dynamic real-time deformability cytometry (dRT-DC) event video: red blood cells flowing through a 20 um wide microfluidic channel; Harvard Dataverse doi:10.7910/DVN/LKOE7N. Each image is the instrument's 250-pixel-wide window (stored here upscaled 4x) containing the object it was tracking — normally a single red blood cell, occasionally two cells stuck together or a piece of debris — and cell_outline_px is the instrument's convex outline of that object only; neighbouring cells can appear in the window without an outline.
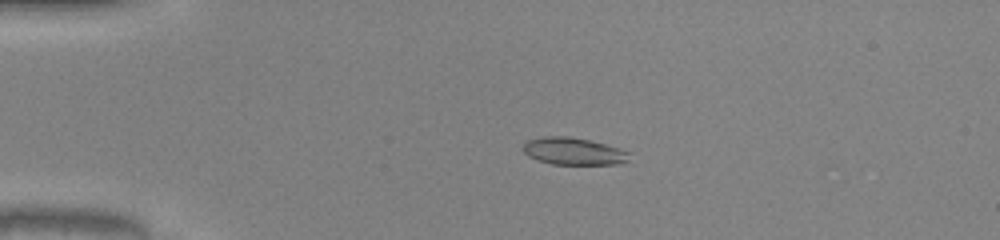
{"species": "common noctule bat (a hibernating species)", "species_latin": "Nyctalus noctula", "temperature_condition": "warm", "stored_images_in_passage": 43, "camera_frame_rate_fps": 3000, "um_per_image_px": 0.085, "animal": {"sex": "male", "body_mass_g": 20.0, "forearm_length_mm": 53.3}, "frame": {"image": 1, "passage_image": 6, "time_ms": 1.667, "image_size_px": [1000, 240], "cell_outline_px": [[632, 152], [628, 160], [620, 164], [552, 164], [528, 156], [520, 148], [524, 140], [544, 136], [568, 136], [588, 140], [604, 144]], "centroid_in_image_um": [48.71, 12.85], "position_along_channel_um": 36.3, "area_um2": 16.99}}
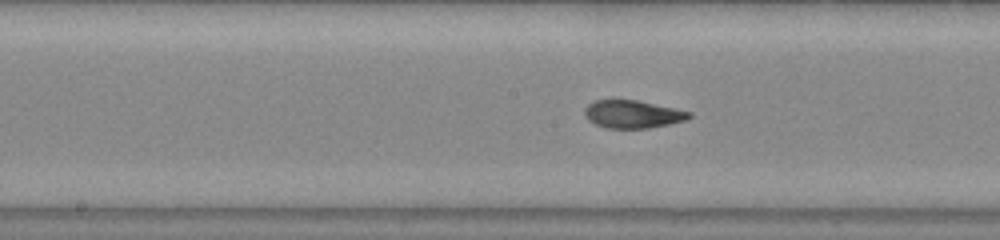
{"frame": {"image": 2, "passage_image": 21, "time_ms": 6.667, "image_size_px": [1000, 240], "cell_outline_px": [[692, 116], [684, 120], [668, 124], [648, 128], [608, 128], [596, 124], [588, 120], [584, 116], [584, 108], [588, 104], [596, 100], [636, 100], [692, 112]], "centroid_in_image_um": [53.74, 9.7], "position_along_channel_um": 194.5, "area_um2": 16.76}}
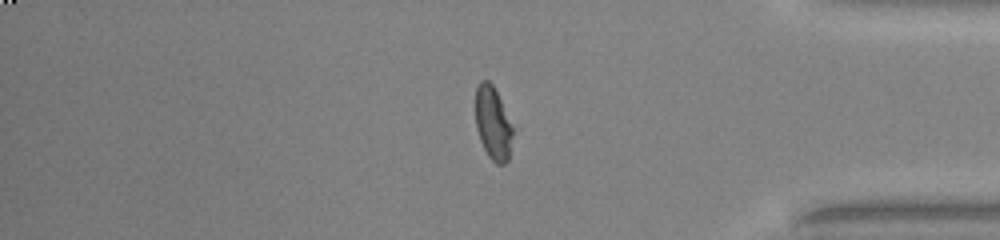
{"frame": {"image": 3, "passage_image": 37, "time_ms": 12.0, "image_size_px": [1000, 240], "cell_outline_px": [[520, 128], [508, 160], [504, 164], [496, 164], [488, 156], [480, 140], [476, 128], [476, 88], [480, 80], [488, 80], [492, 84]], "centroid_in_image_um": [42.05, 10.5], "position_along_channel_um": 393.2, "area_um2": 17.46}, "authors_computed_cell_mechanics": {"area_um2": 17.2244, "velocity_mm_per_s": 4.1276, "shape_relaxation_time_tau1_ms": 4.8273, "shape_relaxation_time_tau2_ms": 1.1746, "deformation_change_tau1": 0.2078, "deformation_change_tau2": 0.0554}}